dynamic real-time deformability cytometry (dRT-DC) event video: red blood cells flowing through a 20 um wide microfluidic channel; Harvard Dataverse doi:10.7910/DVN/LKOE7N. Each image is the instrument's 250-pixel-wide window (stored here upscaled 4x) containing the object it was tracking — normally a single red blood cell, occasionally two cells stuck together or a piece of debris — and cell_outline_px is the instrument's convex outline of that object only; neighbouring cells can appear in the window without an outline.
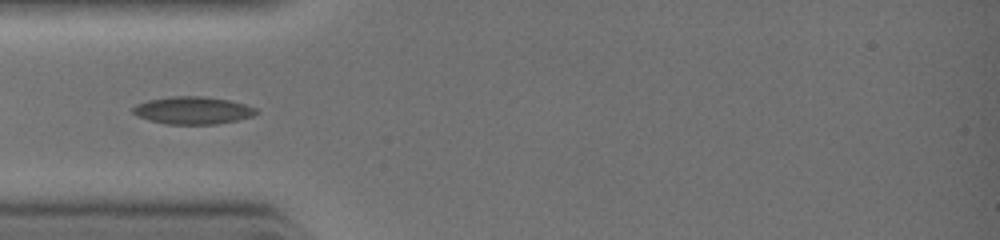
{"species": "common noctule bat (a hibernating species)", "species_latin": "Nyctalus noctula", "temperature_condition": "warm", "stored_images_in_passage": 12, "camera_frame_rate_fps": 3000, "um_per_image_px": 0.085, "animal": {"sex": "female", "body_mass_g": 19.0, "forearm_length_mm": 51.5}, "frame": {"image": 1, "passage_image": 2, "time_ms": 0.333, "image_size_px": [1000, 240], "cell_outline_px": [[260, 112], [252, 116], [236, 120], [216, 124], [164, 124], [148, 120], [136, 116], [132, 112], [132, 108], [136, 104], [148, 100], [172, 96], [200, 96], [228, 100], [244, 104], [256, 108]], "centroid_in_image_um": [16.35, 9.39], "position_along_channel_um": 68.6, "area_um2": 19.77}}